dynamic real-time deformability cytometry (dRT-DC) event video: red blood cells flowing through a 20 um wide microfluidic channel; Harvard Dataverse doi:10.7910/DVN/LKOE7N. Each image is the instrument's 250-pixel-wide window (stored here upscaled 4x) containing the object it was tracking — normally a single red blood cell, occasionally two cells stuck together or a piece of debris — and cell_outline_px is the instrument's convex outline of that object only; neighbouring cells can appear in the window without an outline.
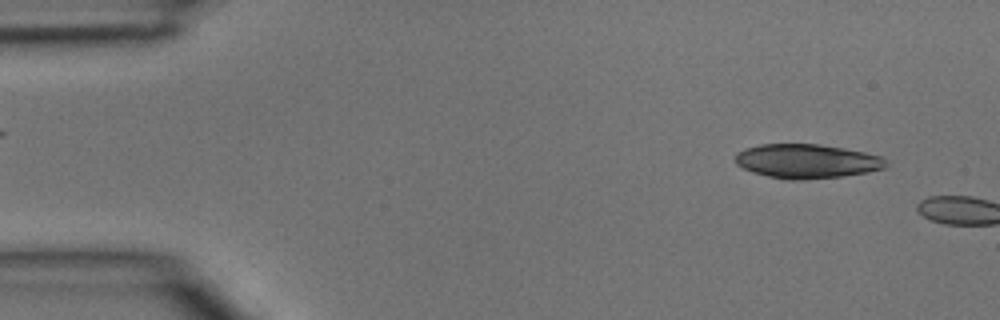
{"species": "common noctule bat (a hibernating species)", "species_latin": "Nyctalus noctula", "temperature_condition": "room temperature", "stored_images_in_passage": 3, "camera_frame_rate_fps": 3000, "um_per_image_px": 0.085, "animal": {"sex": "male", "body_mass_g": 15.6}, "frame": {"image": 1, "passage_image": 1, "time_ms": 0.0, "image_size_px": [1000, 320], "cell_outline_px": [[888, 164], [884, 168], [868, 172], [840, 176], [804, 180], [788, 180], [768, 176], [752, 172], [736, 164], [736, 152], [744, 148], [760, 144], [820, 144], [864, 152], [880, 156]], "centroid_in_image_um": [68.54, 13.7], "position_along_channel_um": 16.5, "area_um2": 29.94}}